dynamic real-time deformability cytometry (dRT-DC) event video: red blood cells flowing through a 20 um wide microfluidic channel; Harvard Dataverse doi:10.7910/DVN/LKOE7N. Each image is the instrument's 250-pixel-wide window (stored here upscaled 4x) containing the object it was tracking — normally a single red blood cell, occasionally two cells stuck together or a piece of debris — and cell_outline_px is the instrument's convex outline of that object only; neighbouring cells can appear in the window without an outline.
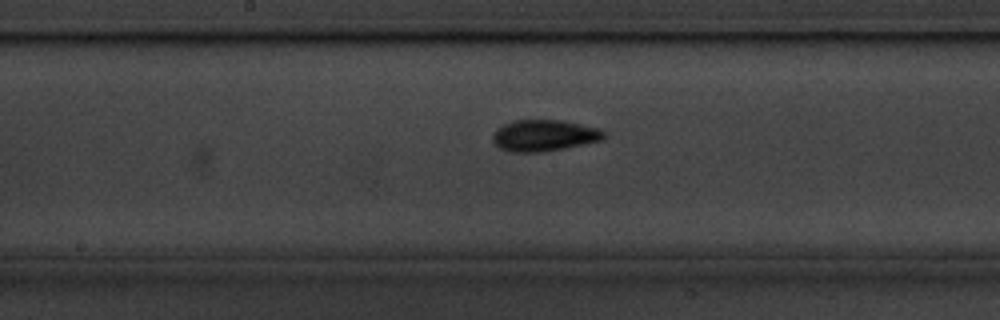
{"species": "common noctule bat (a hibernating species)", "species_latin": "Nyctalus noctula", "temperature_condition": "cold", "stored_images_in_passage": 42, "camera_frame_rate_fps": 3000, "um_per_image_px": 0.085, "animal": {"sex": "male", "body_mass_g": 20.1, "forearm_length_mm": 53.5}, "frame": {"image": 1, "passage_image": 15, "time_ms": 4.667, "image_size_px": [1000, 320], "cell_outline_px": [[608, 136], [604, 140], [544, 152], [512, 152], [500, 148], [492, 140], [492, 132], [496, 128], [512, 120], [560, 120], [600, 128], [608, 132]], "centroid_in_image_um": [46.29, 11.51], "position_along_channel_um": 201.9, "area_um2": 20.69}}
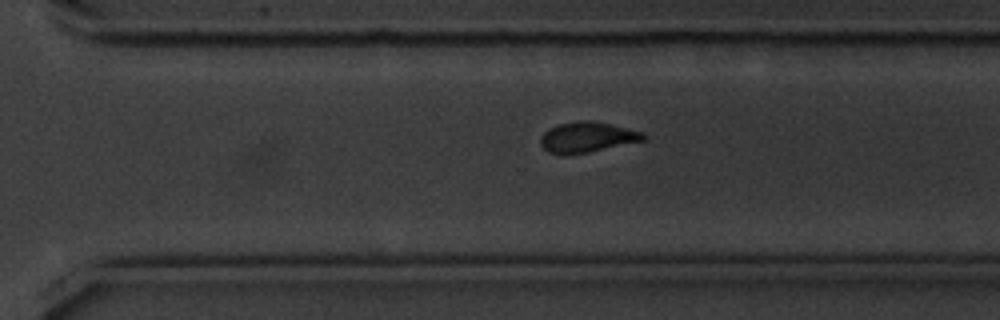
{"frame": {"image": 2, "passage_image": 25, "time_ms": 8.0, "image_size_px": [1000, 320], "cell_outline_px": [[644, 140], [588, 152], [548, 152], [540, 144], [540, 136], [548, 128], [560, 124], [584, 120], [592, 120], [644, 132]], "centroid_in_image_um": [49.91, 11.62], "position_along_channel_um": 320.7, "area_um2": 17.57}}
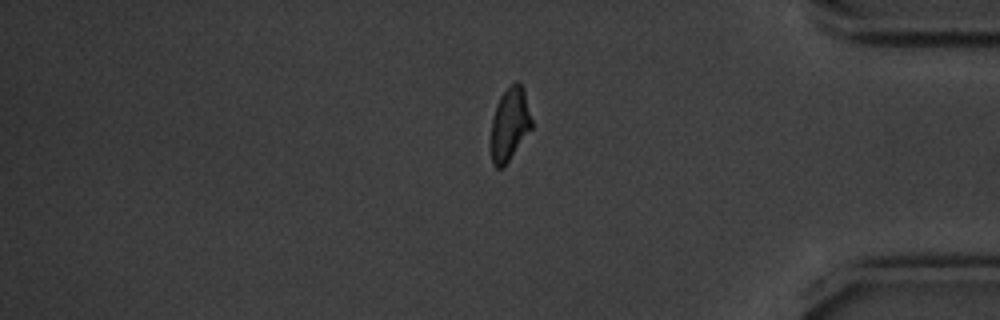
{"frame": {"image": 3, "passage_image": 33, "time_ms": 10.667, "image_size_px": [1000, 320], "cell_outline_px": [[532, 128], [508, 160], [500, 168], [496, 168], [492, 164], [492, 120], [496, 104], [500, 96], [516, 80], [524, 88], [532, 120]], "centroid_in_image_um": [43.34, 10.51], "position_along_channel_um": 391.9, "area_um2": 16.94}}